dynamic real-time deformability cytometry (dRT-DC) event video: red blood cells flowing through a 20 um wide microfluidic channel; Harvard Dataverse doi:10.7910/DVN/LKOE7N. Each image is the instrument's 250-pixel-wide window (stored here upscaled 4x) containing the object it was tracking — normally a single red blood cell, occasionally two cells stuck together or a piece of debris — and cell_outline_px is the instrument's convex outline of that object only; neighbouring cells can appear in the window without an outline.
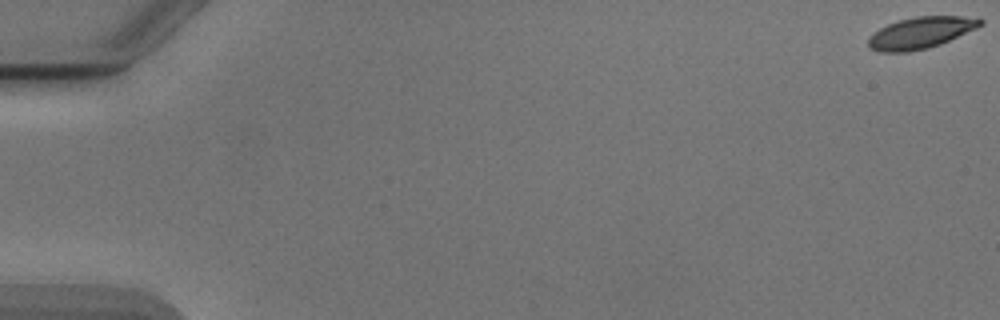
{"species": "Egyptian fruit bat (a non-hibernating species)", "species_latin": "Rousettus aegyptiacus", "temperature_condition": "cold", "stored_images_in_passage": 55, "camera_frame_rate_fps": 3000, "um_per_image_px": 0.085, "animal": {"sex": "male"}, "frame": {"image": 1, "passage_image": 1, "time_ms": 0.0, "image_size_px": [1000, 320], "cell_outline_px": [[984, 24], [976, 28], [940, 44], [928, 48], [908, 52], [880, 52], [868, 48], [868, 36], [880, 28], [888, 24], [900, 20], [916, 16], [960, 16], [984, 20]], "centroid_in_image_um": [78.22, 2.79], "position_along_channel_um": 6.8, "area_um2": 20.46}}
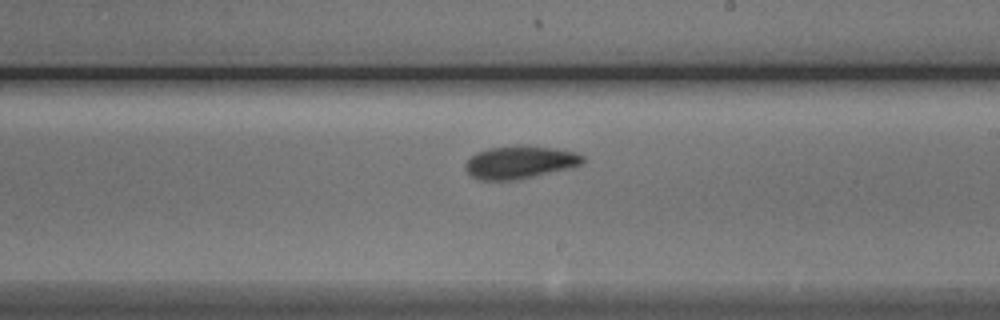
{"frame": {"image": 2, "passage_image": 33, "time_ms": 10.667, "image_size_px": [1000, 320], "cell_outline_px": [[584, 160], [580, 164], [572, 168], [512, 180], [480, 180], [472, 176], [464, 168], [464, 164], [476, 152], [488, 148], [516, 144], [524, 144], [556, 148], [576, 152], [584, 156]], "centroid_in_image_um": [44.19, 13.76], "position_along_channel_um": 244.8, "area_um2": 22.66}}
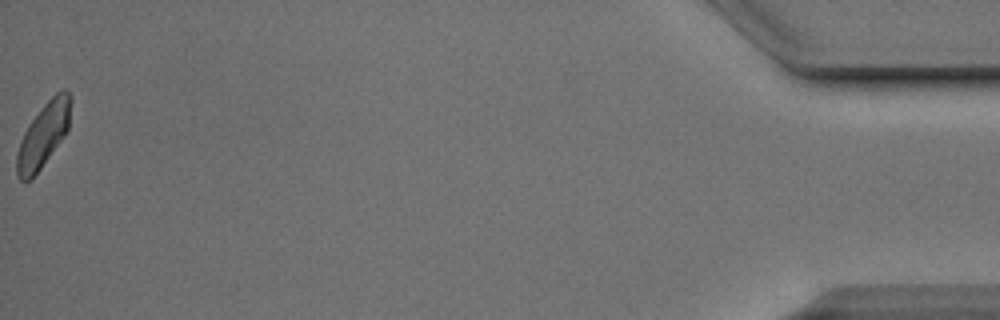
{"frame": {"image": 3, "passage_image": 55, "time_ms": 18.0, "image_size_px": [1000, 320], "cell_outline_px": [[72, 100], [68, 132], [32, 180], [20, 180], [16, 176], [16, 152], [20, 140], [28, 124], [44, 104], [56, 92], [64, 88], [72, 96]], "centroid_in_image_um": [3.69, 11.48], "position_along_channel_um": 431.5, "area_um2": 20.63}, "authors_computed_cell_mechanics": {"area_um2": 21.2126, "velocity_mm_per_s": 3.8506, "shape_relaxation_time_tau1_ms": 2.5946, "shape_relaxation_time_tau2_ms": 8.4177, "deformation_change_tau1": 0.1318, "deformation_change_tau2": 0.1419}}